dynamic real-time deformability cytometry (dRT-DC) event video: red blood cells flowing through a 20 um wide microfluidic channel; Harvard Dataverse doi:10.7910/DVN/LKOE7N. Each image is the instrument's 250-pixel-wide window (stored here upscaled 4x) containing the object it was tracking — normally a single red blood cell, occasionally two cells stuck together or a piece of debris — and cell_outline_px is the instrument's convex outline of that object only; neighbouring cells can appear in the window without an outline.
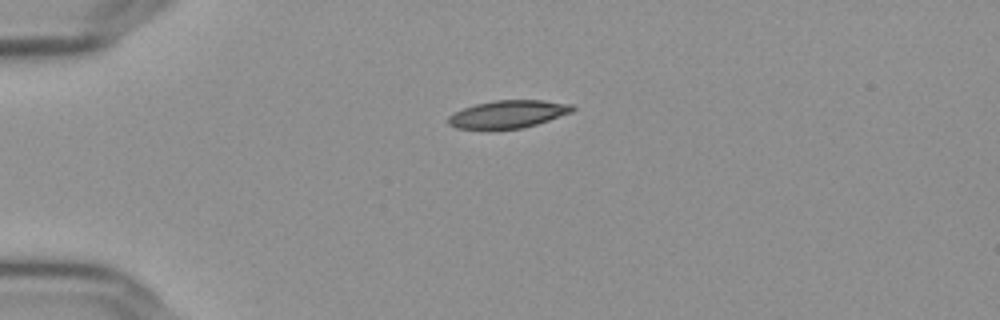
{"species": "Egyptian fruit bat (a non-hibernating species)", "species_latin": "Rousettus aegyptiacus", "temperature_condition": "cold", "stored_images_in_passage": 5, "camera_frame_rate_fps": 3000, "um_per_image_px": 0.085, "frame": {"image": 1, "passage_image": 1, "time_ms": 0.0, "image_size_px": [1000, 320], "cell_outline_px": [[576, 108], [572, 112], [536, 124], [520, 128], [456, 128], [448, 124], [448, 116], [452, 112], [476, 104], [496, 100], [544, 100], [572, 104]], "centroid_in_image_um": [43.19, 9.68], "position_along_channel_um": 41.8, "area_um2": 19.77}}